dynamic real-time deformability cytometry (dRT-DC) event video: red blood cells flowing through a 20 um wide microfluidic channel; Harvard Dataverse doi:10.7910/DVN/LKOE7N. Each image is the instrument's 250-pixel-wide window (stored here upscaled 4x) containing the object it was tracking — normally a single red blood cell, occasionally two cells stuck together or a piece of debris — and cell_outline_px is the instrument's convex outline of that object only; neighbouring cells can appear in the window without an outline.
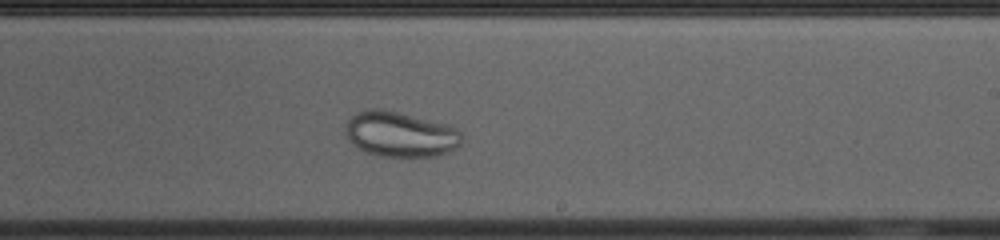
{"species": "common noctule bat (a hibernating species)", "species_latin": "Nyctalus noctula", "temperature_condition": "cold", "stored_images_in_passage": 49, "camera_frame_rate_fps": 3000, "um_per_image_px": 0.085, "animal": {"sex": "female", "body_mass_g": 23.0, "forearm_length_mm": 53.4}, "frame": {"image": 1, "passage_image": 26, "time_ms": 8.333, "image_size_px": [1000, 240], "cell_outline_px": [[464, 140], [460, 144], [448, 152], [436, 156], [380, 156], [368, 152], [352, 144], [348, 140], [344, 132], [344, 124], [356, 112], [364, 108], [384, 108], [448, 124], [456, 128], [464, 136]], "centroid_in_image_um": [34.01, 11.38], "position_along_channel_um": 255.0, "area_um2": 31.15}}
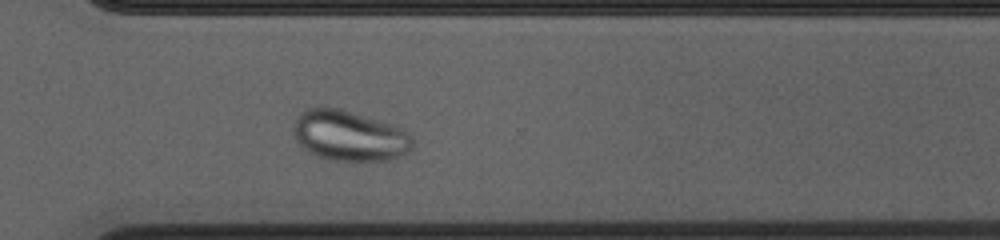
{"frame": {"image": 2, "passage_image": 33, "time_ms": 10.667, "image_size_px": [1000, 240], "cell_outline_px": [[412, 148], [404, 156], [392, 160], [356, 164], [328, 160], [316, 156], [304, 148], [296, 140], [292, 132], [292, 124], [296, 116], [304, 108], [340, 108], [392, 124], [400, 128], [412, 136]], "centroid_in_image_um": [29.69, 11.59], "position_along_channel_um": 340.9, "area_um2": 36.18}}
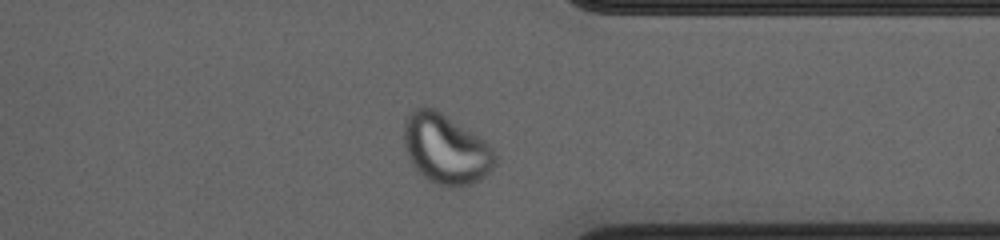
{"frame": {"image": 3, "passage_image": 36, "time_ms": 11.667, "image_size_px": [1000, 240], "cell_outline_px": [[496, 160], [492, 168], [480, 180], [468, 184], [448, 188], [428, 180], [416, 168], [408, 156], [404, 144], [404, 124], [408, 116], [416, 108], [436, 108], [484, 140], [496, 152]], "centroid_in_image_um": [37.9, 12.67], "position_along_channel_um": 373.5, "area_um2": 36.65}}